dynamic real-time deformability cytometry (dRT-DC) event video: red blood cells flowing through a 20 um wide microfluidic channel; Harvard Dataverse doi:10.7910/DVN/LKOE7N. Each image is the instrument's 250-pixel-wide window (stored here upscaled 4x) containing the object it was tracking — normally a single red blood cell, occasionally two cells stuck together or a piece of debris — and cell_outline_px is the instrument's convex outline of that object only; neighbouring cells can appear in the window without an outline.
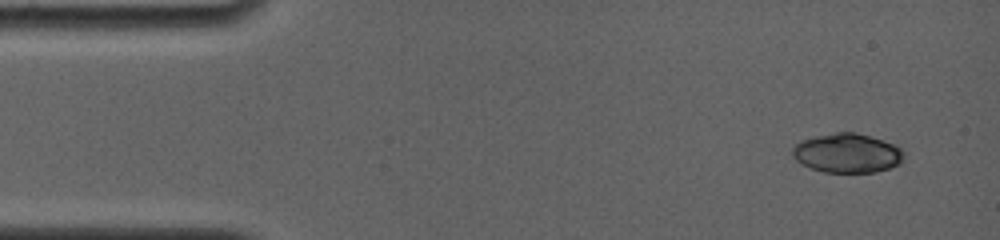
{"species": "common noctule bat (a hibernating species)", "species_latin": "Nyctalus noctula", "temperature_condition": "room temperature", "stored_images_in_passage": 4, "camera_frame_rate_fps": 4000, "um_per_image_px": 0.085, "animal": {"sex": "female", "body_mass_g": 19.0, "forearm_length_mm": 56.7}, "frame": {"image": 1, "passage_image": 1, "time_ms": 0.0, "image_size_px": [1000, 240], "cell_outline_px": [[904, 160], [900, 164], [876, 172], [824, 172], [800, 164], [792, 156], [792, 148], [800, 140], [816, 136], [836, 132], [856, 132], [892, 144], [900, 148], [904, 152]], "centroid_in_image_um": [71.99, 13.02], "position_along_channel_um": 13.0, "area_um2": 25.43}}
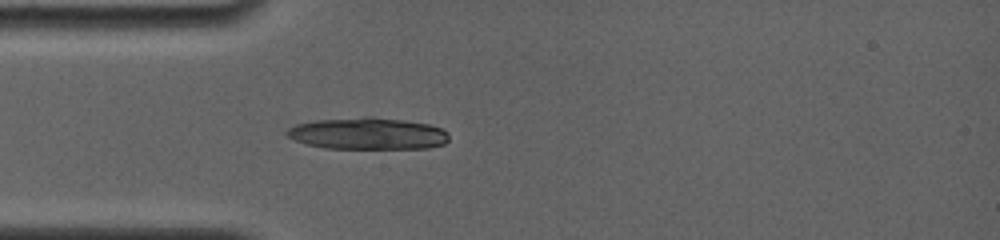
{"frame": {"image": 2, "passage_image": 4, "time_ms": 3.5, "image_size_px": [1000, 240], "cell_outline_px": [[448, 140], [444, 144], [428, 148], [324, 148], [308, 144], [296, 140], [288, 136], [284, 132], [288, 128], [296, 124], [316, 120], [364, 116], [372, 116], [404, 120], [428, 124], [440, 128], [448, 132]], "centroid_in_image_um": [31.26, 11.34], "position_along_channel_um": 53.7, "area_um2": 30.06}}